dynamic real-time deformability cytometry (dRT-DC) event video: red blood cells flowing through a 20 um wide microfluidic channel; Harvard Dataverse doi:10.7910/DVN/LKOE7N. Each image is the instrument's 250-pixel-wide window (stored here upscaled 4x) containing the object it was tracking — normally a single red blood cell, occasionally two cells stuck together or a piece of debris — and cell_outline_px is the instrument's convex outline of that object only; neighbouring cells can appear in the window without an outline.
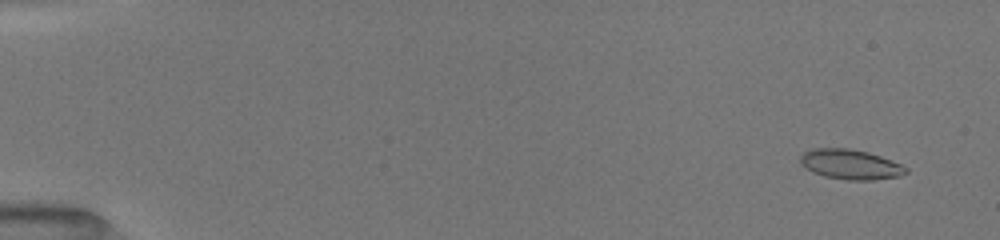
{"species": "common noctule bat (a hibernating species)", "species_latin": "Nyctalus noctula", "temperature_condition": "room temperature", "stored_images_in_passage": 53, "camera_frame_rate_fps": 3000, "um_per_image_px": 0.085, "animal": {"sex": "female", "body_mass_g": 19.5, "forearm_length_mm": 54.1}, "frame": {"image": 1, "passage_image": 4, "time_ms": 1.0, "image_size_px": [1000, 240], "cell_outline_px": [[908, 172], [900, 176], [872, 180], [848, 180], [824, 176], [812, 172], [800, 164], [800, 156], [804, 152], [812, 148], [848, 148], [868, 152], [892, 160], [908, 168]], "centroid_in_image_um": [72.28, 13.97], "position_along_channel_um": 12.7, "area_um2": 18.5}}
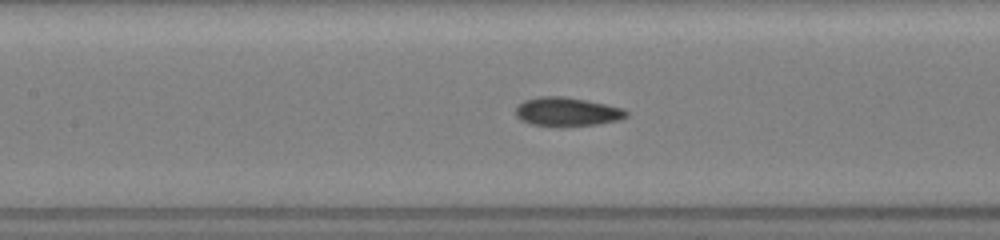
{"frame": {"image": 2, "passage_image": 26, "time_ms": 8.333, "image_size_px": [1000, 240], "cell_outline_px": [[628, 116], [620, 120], [596, 124], [564, 128], [532, 124], [520, 120], [516, 116], [516, 104], [524, 100], [540, 96], [564, 96], [624, 108], [628, 112]], "centroid_in_image_um": [48.18, 9.52], "position_along_channel_um": 159.2, "area_um2": 18.96}}
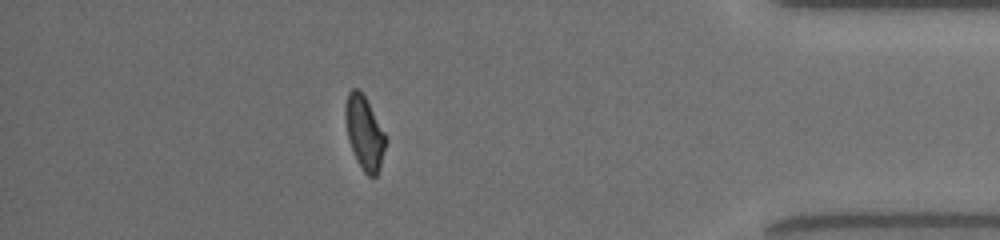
{"frame": {"image": 3, "passage_image": 47, "time_ms": 15.333, "image_size_px": [1000, 240], "cell_outline_px": [[388, 140], [380, 168], [376, 176], [368, 176], [364, 172], [356, 160], [348, 136], [344, 116], [344, 108], [348, 92], [352, 88], [356, 88], [364, 96], [384, 132]], "centroid_in_image_um": [30.98, 11.31], "position_along_channel_um": 404.2, "area_um2": 17.11}, "authors_computed_cell_mechanics": {"area_um2": 17.9758, "velocity_mm_per_s": 4.006, "shape_relaxation_time_tau1_ms": 6.4187, "shape_relaxation_time_tau2_ms": 1.1319, "deformation_change_tau1": 0.1426, "deformation_change_tau2": 0.0582}}